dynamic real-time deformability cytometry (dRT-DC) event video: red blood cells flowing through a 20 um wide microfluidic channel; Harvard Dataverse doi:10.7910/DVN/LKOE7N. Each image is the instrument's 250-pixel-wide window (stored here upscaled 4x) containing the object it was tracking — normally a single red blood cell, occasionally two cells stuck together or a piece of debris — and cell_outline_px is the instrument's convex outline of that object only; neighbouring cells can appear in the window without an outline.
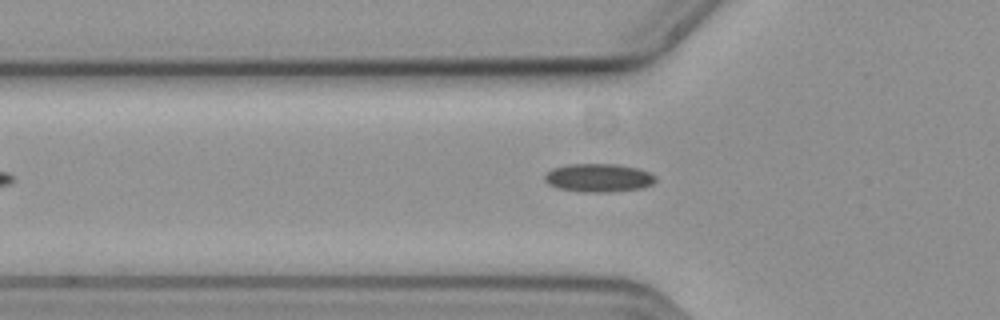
{"species": "common noctule bat (a hibernating species)", "species_latin": "Nyctalus noctula", "temperature_condition": "cold", "stored_images_in_passage": 46, "camera_frame_rate_fps": 3000, "um_per_image_px": 0.085, "animal": {"sex": "female", "body_mass_g": 19.3, "forearm_length_mm": 54.1}, "frame": {"image": 1, "passage_image": 13, "time_ms": 4.0, "image_size_px": [1000, 320], "cell_outline_px": [[656, 180], [652, 184], [644, 188], [608, 192], [584, 192], [560, 188], [548, 184], [544, 180], [544, 176], [552, 168], [568, 164], [616, 164], [636, 168], [648, 172], [656, 176]], "centroid_in_image_um": [50.88, 15.11], "position_along_channel_um": 74.9, "area_um2": 18.26}}
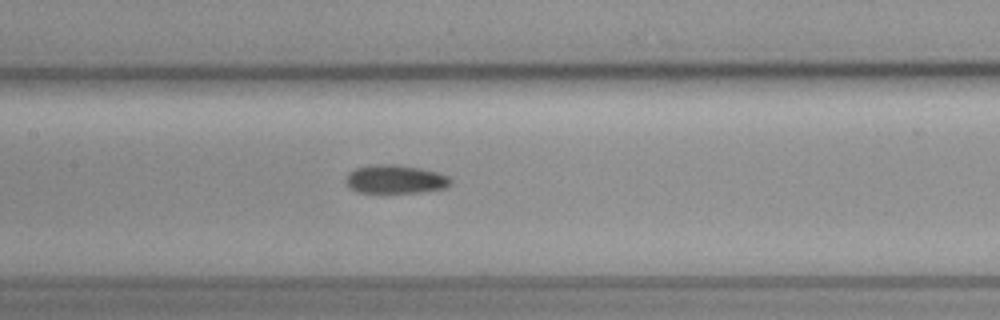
{"frame": {"image": 2, "passage_image": 21, "time_ms": 6.667, "image_size_px": [1000, 320], "cell_outline_px": [[452, 184], [448, 188], [420, 192], [356, 192], [348, 184], [348, 172], [356, 168], [376, 164], [396, 164], [420, 168], [436, 172], [448, 176], [452, 180]], "centroid_in_image_um": [33.67, 15.23], "position_along_channel_um": 173.7, "area_um2": 17.28}}
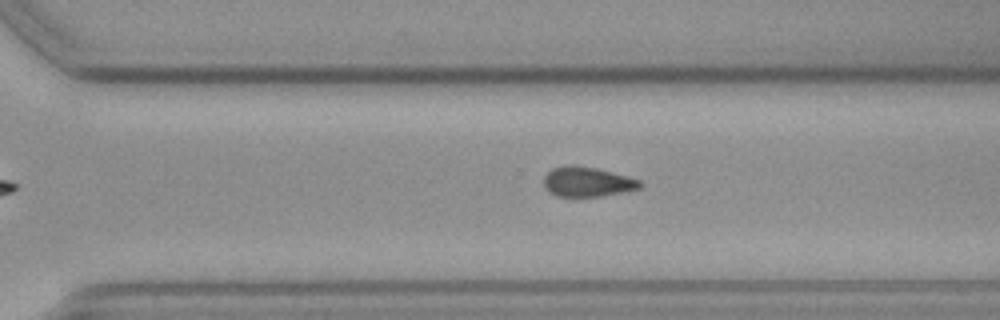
{"frame": {"image": 3, "passage_image": 33, "time_ms": 10.667, "image_size_px": [1000, 320], "cell_outline_px": [[644, 184], [640, 188], [600, 196], [556, 196], [548, 192], [544, 184], [544, 176], [552, 168], [564, 164], [576, 164], [596, 168], [628, 176], [640, 180]], "centroid_in_image_um": [49.89, 15.43], "position_along_channel_um": 320.7, "area_um2": 16.82}}